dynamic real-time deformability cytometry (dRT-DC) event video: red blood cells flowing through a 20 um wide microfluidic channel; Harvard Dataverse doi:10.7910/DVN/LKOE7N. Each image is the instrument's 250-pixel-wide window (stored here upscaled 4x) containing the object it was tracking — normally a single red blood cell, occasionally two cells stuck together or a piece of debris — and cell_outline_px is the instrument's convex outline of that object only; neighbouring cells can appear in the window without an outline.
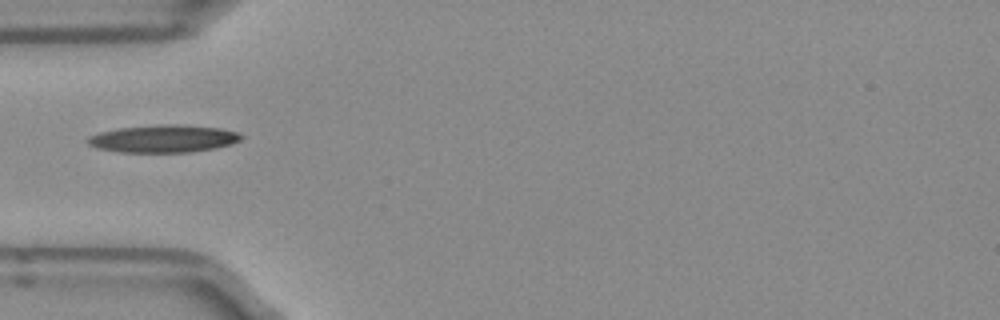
{"species": "Egyptian fruit bat (a non-hibernating species)", "species_latin": "Rousettus aegyptiacus", "temperature_condition": "room temperature", "stored_images_in_passage": 12, "camera_frame_rate_fps": 3000, "um_per_image_px": 0.085, "frame": {"image": 1, "passage_image": 1, "time_ms": 0.0, "image_size_px": [1000, 320], "cell_outline_px": [[244, 136], [240, 140], [232, 144], [192, 152], [120, 152], [100, 148], [88, 144], [84, 140], [88, 136], [100, 132], [120, 128], [156, 124], [180, 124], [220, 128], [236, 132]], "centroid_in_image_um": [13.88, 11.78], "position_along_channel_um": 71.1, "area_um2": 24.62}}
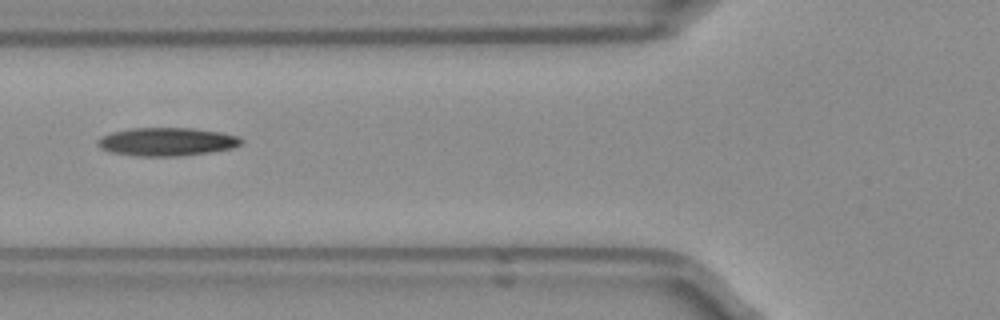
{"frame": {"image": 2, "passage_image": 4, "time_ms": 1.0, "image_size_px": [1000, 320], "cell_outline_px": [[244, 144], [232, 148], [212, 152], [176, 156], [136, 156], [108, 152], [100, 148], [96, 144], [96, 140], [100, 136], [112, 132], [128, 128], [192, 128], [220, 132], [236, 136], [244, 140]], "centroid_in_image_um": [14.14, 12.05], "position_along_channel_um": 111.7, "area_um2": 23.93}}